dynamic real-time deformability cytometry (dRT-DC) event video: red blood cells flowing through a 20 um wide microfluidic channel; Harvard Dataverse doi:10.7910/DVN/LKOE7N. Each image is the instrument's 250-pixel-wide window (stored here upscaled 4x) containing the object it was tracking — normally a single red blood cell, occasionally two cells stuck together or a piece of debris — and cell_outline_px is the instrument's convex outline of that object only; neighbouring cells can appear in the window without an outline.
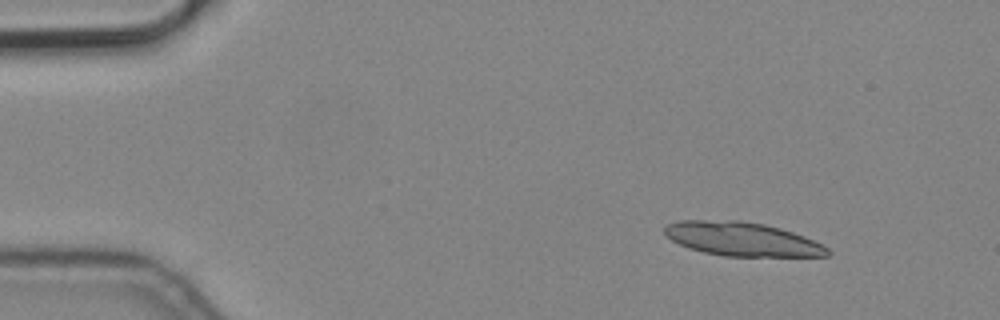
{"species": "common noctule bat (a hibernating species)", "species_latin": "Nyctalus noctula", "temperature_condition": "cold", "stored_images_in_passage": 3, "camera_frame_rate_fps": 3000, "um_per_image_px": 0.085, "animal": {"sex": "male", "body_mass_g": 19.2, "forearm_length_mm": 51.8}, "frame": {"image": 1, "passage_image": 1, "time_ms": 0.0, "image_size_px": [1000, 320], "cell_outline_px": [[832, 252], [828, 256], [724, 256], [704, 252], [688, 248], [672, 240], [664, 232], [664, 228], [668, 224], [680, 220], [740, 220], [764, 224], [780, 228], [804, 236], [828, 248]], "centroid_in_image_um": [63.07, 20.32], "position_along_channel_um": 21.9, "area_um2": 31.96}}